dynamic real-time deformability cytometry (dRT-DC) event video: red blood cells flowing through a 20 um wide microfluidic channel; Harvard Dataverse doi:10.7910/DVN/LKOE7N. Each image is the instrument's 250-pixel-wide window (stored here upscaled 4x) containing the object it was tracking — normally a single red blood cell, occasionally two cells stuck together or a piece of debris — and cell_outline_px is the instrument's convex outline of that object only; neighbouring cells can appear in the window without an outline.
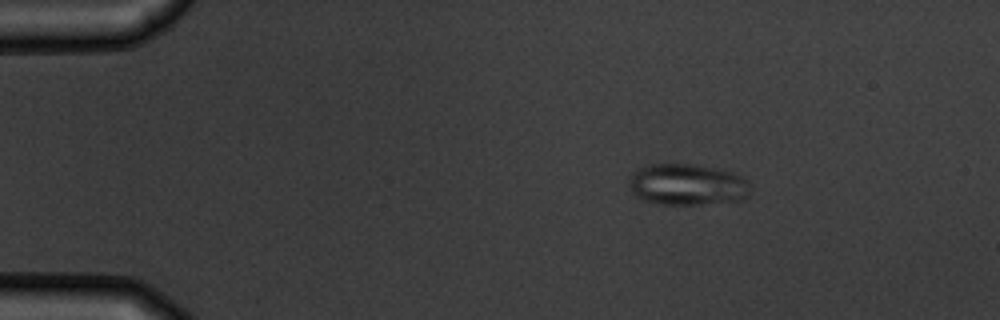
{"species": "common noctule bat (a hibernating species)", "species_latin": "Nyctalus noctula", "temperature_condition": "warm", "stored_images_in_passage": 4, "camera_frame_rate_fps": 3000, "um_per_image_px": 0.085, "animal": {"sex": "male", "body_mass_g": 19.5, "forearm_length_mm": 54.6}, "frame": {"image": 1, "passage_image": 2, "time_ms": 2.0, "image_size_px": [1000, 320], "cell_outline_px": [[752, 184], [748, 196], [744, 200], [696, 204], [660, 204], [644, 200], [636, 196], [632, 192], [628, 184], [628, 180], [632, 172], [640, 168], [652, 164], [692, 164], [720, 168], [732, 172], [740, 176]], "centroid_in_image_um": [58.44, 15.68], "position_along_channel_um": 26.6, "area_um2": 29.48}}